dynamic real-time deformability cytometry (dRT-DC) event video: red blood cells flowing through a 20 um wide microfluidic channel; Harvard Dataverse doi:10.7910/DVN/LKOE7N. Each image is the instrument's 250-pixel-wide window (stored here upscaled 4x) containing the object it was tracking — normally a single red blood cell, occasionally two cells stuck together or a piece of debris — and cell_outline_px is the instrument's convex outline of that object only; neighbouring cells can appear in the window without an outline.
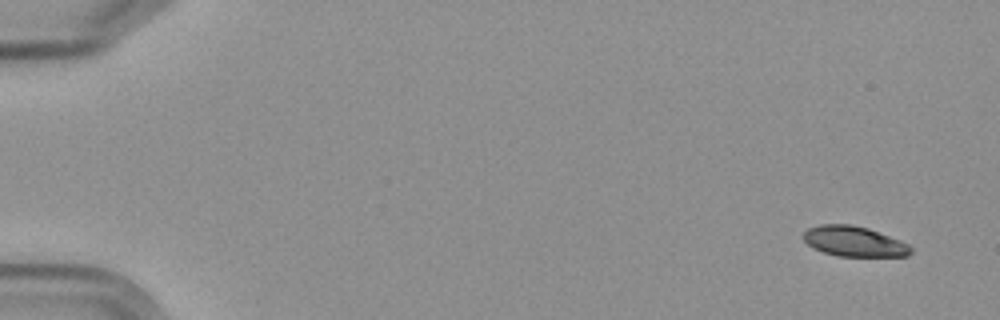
{"species": "Egyptian fruit bat (a non-hibernating species)", "species_latin": "Rousettus aegyptiacus", "temperature_condition": "cold", "stored_images_in_passage": 12, "camera_frame_rate_fps": 3000, "um_per_image_px": 0.085, "frame": {"image": 1, "passage_image": 1, "time_ms": 0.0, "image_size_px": [1000, 320], "cell_outline_px": [[912, 252], [908, 256], [836, 256], [812, 248], [804, 240], [804, 232], [808, 228], [820, 224], [852, 224], [868, 228], [900, 240], [908, 244], [912, 248]], "centroid_in_image_um": [72.6, 20.52], "position_along_channel_um": 12.4, "area_um2": 18.96}}
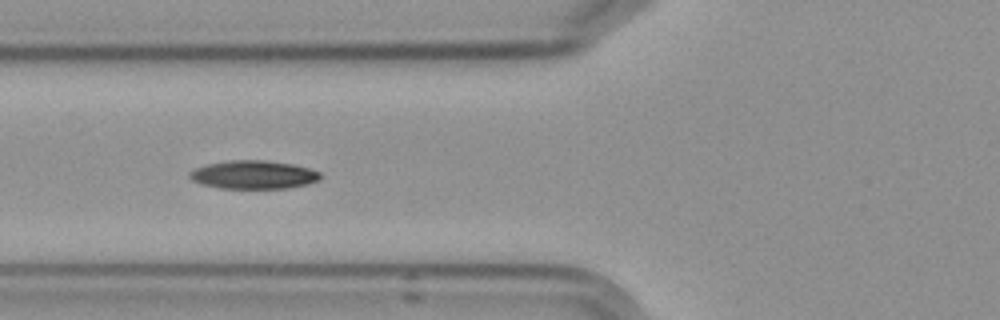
{"frame": {"image": 2, "passage_image": 6, "time_ms": 6.667, "image_size_px": [1000, 320], "cell_outline_px": [[320, 180], [308, 184], [288, 188], [220, 188], [200, 184], [192, 180], [188, 176], [188, 172], [196, 168], [208, 164], [228, 160], [264, 160], [292, 164], [308, 168], [320, 172]], "centroid_in_image_um": [21.53, 14.85], "position_along_channel_um": 104.3, "area_um2": 21.62}}
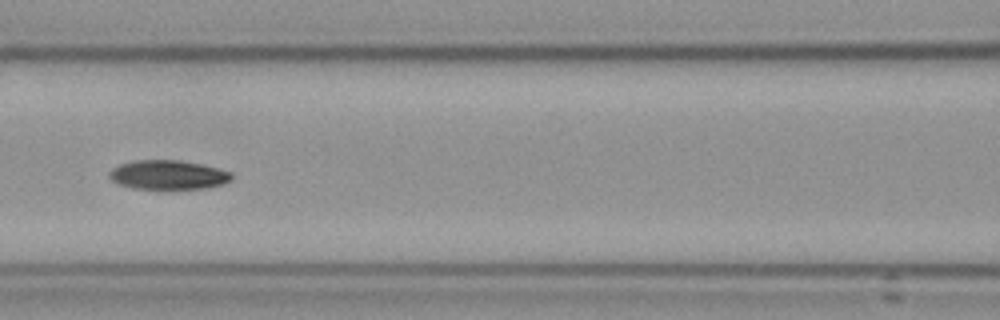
{"frame": {"image": 3, "passage_image": 7, "time_ms": 8.0, "image_size_px": [1000, 320], "cell_outline_px": [[232, 180], [224, 184], [208, 188], [168, 192], [160, 192], [132, 188], [116, 184], [108, 176], [108, 172], [112, 168], [120, 164], [136, 160], [180, 160], [200, 164], [232, 172]], "centroid_in_image_um": [14.27, 14.93], "position_along_channel_um": 152.3, "area_um2": 22.02}}